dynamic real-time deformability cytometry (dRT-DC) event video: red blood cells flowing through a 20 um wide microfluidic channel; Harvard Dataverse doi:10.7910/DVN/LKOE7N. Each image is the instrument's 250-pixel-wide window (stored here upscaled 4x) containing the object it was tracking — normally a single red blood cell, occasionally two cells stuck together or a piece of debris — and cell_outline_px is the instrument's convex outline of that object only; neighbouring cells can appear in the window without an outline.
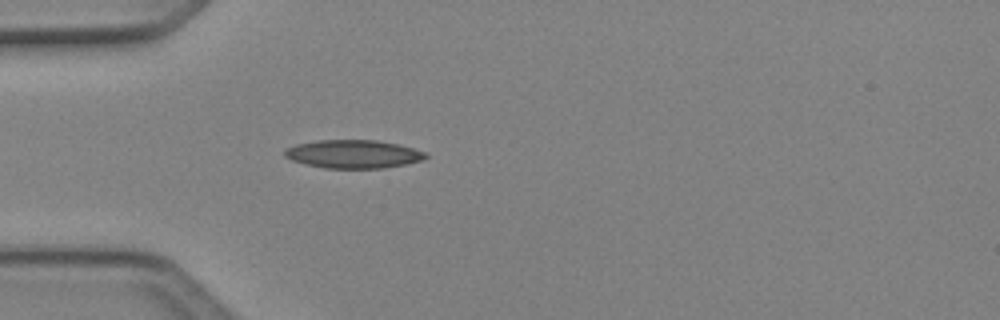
{"species": "Egyptian fruit bat (a non-hibernating species)", "species_latin": "Rousettus aegyptiacus", "temperature_condition": "cold", "stored_images_in_passage": 2, "camera_frame_rate_fps": 3000, "um_per_image_px": 0.085, "animal": {"sex": "female"}, "frame": {"image": 1, "passage_image": 2, "time_ms": 0.333, "image_size_px": [1000, 320], "cell_outline_px": [[428, 156], [424, 160], [384, 168], [324, 168], [304, 164], [292, 160], [284, 156], [284, 148], [296, 144], [320, 140], [376, 140], [400, 144], [424, 152]], "centroid_in_image_um": [30.01, 13.09], "position_along_channel_um": 55.0, "area_um2": 23.29}}